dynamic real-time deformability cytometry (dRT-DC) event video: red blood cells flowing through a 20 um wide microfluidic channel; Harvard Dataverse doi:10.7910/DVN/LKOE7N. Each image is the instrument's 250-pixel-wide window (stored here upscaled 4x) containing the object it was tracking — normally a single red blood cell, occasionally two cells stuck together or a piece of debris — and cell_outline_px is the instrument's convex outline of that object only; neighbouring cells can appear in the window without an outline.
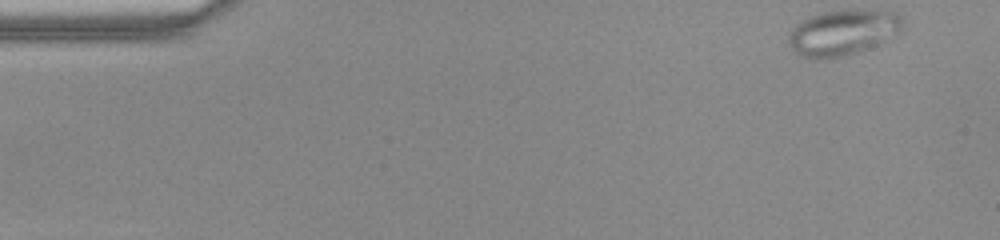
{"species": "common noctule bat (a hibernating species)", "species_latin": "Nyctalus noctula", "temperature_condition": "warm", "stored_images_in_passage": 45, "camera_frame_rate_fps": 3000, "um_per_image_px": 0.085, "animal": {"sex": "female", "body_mass_g": 22.0, "forearm_length_mm": 56.7}, "frame": {"image": 1, "passage_image": 1, "time_ms": 0.0, "image_size_px": [1000, 240], "cell_outline_px": [[904, 20], [900, 28], [896, 32], [876, 44], [856, 52], [844, 56], [828, 60], [816, 60], [800, 56], [792, 52], [788, 40], [788, 36], [792, 28], [804, 20], [812, 16], [824, 12], [896, 12], [904, 16]], "centroid_in_image_um": [71.55, 2.83], "position_along_channel_um": 13.5, "area_um2": 29.42}}
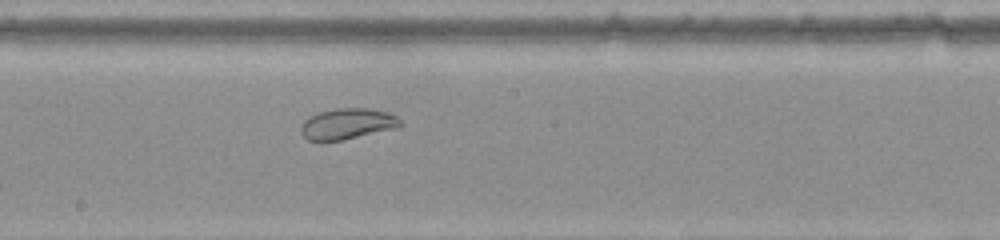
{"frame": {"image": 2, "passage_image": 25, "time_ms": 8.0, "image_size_px": [1000, 240], "cell_outline_px": [[404, 124], [400, 128], [344, 140], [308, 140], [300, 132], [300, 128], [304, 120], [320, 112], [336, 108], [368, 108], [388, 112], [396, 116]], "centroid_in_image_um": [29.6, 10.53], "position_along_channel_um": 218.6, "area_um2": 18.03}}
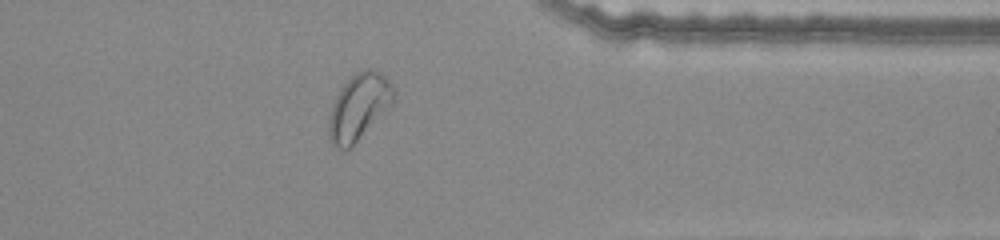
{"frame": {"image": 3, "passage_image": 38, "time_ms": 12.333, "image_size_px": [1000, 240], "cell_outline_px": [[396, 96], [392, 104], [348, 148], [336, 148], [332, 144], [328, 136], [328, 120], [336, 96], [340, 88], [356, 72], [368, 68], [372, 68], [380, 72], [392, 84], [396, 92]], "centroid_in_image_um": [30.51, 9.04], "position_along_channel_um": 380.9, "area_um2": 24.51}, "authors_computed_cell_mechanics": {"area_um2": 24.5072, "velocity_mm_per_s": 4.0031, "shape_relaxation_time_tau1_ms": null, "shape_relaxation_time_tau2_ms": 1.5008, "deformation_change_tau1": null, "deformation_change_tau2": 0.0558}}